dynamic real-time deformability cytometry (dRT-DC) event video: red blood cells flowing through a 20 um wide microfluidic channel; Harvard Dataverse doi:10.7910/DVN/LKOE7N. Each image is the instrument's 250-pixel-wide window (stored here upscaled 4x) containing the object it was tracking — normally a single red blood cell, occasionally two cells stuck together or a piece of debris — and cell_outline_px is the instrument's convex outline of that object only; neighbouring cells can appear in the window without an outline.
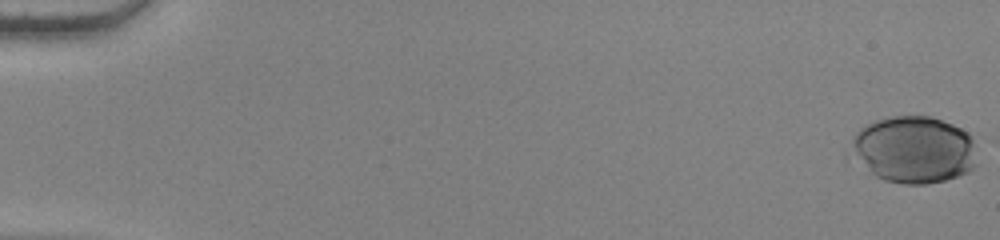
{"species": "human", "species_latin": "Homo sapiens", "temperature_condition": "warm", "stored_images_in_passage": 23, "camera_frame_rate_fps": 3000, "um_per_image_px": 0.085, "donor": {"sex": "female"}, "frame": {"image": 1, "passage_image": 1, "time_ms": 0.0, "image_size_px": [1000, 240], "cell_outline_px": [[980, 140], [976, 164], [968, 172], [944, 180], [928, 184], [900, 184], [884, 180], [844, 160], [844, 152], [856, 132], [860, 128], [876, 120], [892, 116], [928, 116], [952, 124], [976, 136]], "centroid_in_image_um": [77.6, 12.74], "position_along_channel_um": 7.4, "area_um2": 51.5}}
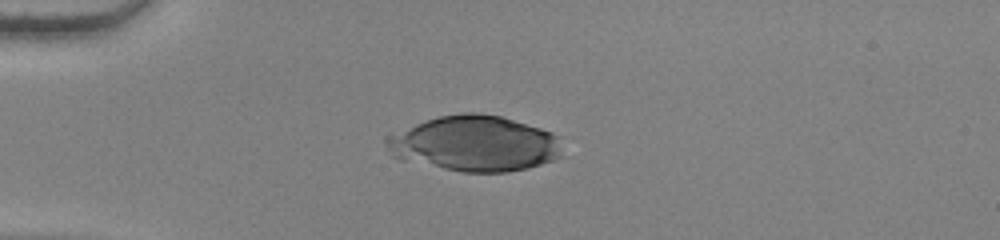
{"frame": {"image": 2, "passage_image": 16, "time_ms": 5.0, "image_size_px": [1000, 240], "cell_outline_px": [[564, 156], [528, 168], [508, 172], [460, 172], [400, 160], [392, 156], [388, 152], [384, 144], [384, 140], [388, 136], [424, 120], [440, 116], [464, 112], [480, 112], [500, 116], [540, 128], [552, 132], [560, 136]], "centroid_in_image_um": [40.36, 12.21], "position_along_channel_um": 44.6, "area_um2": 57.57}}